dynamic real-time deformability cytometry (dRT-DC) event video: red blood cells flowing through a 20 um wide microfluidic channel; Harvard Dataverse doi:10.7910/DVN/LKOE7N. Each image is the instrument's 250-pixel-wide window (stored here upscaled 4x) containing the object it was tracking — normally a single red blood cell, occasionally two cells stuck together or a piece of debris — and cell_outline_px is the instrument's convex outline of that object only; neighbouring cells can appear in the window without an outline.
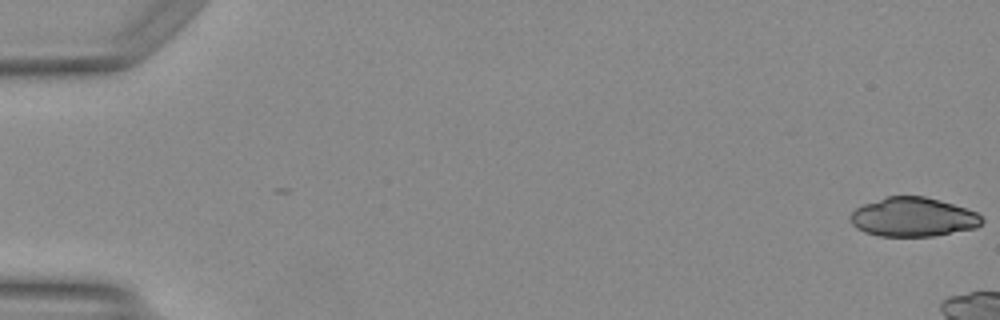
{"species": "Egyptian fruit bat (a non-hibernating species)", "species_latin": "Rousettus aegyptiacus", "temperature_condition": "warm", "stored_images_in_passage": 8, "camera_frame_rate_fps": 3000, "um_per_image_px": 0.085, "animal": {"sex": "female"}, "frame": {"image": 1, "passage_image": 1, "time_ms": 0.0, "image_size_px": [1000, 320], "cell_outline_px": [[984, 220], [976, 228], [932, 236], [880, 236], [864, 232], [856, 228], [852, 224], [852, 212], [856, 208], [864, 204], [888, 196], [924, 196], [940, 200], [976, 212]], "centroid_in_image_um": [77.61, 18.45], "position_along_channel_um": 7.4, "area_um2": 29.65}}